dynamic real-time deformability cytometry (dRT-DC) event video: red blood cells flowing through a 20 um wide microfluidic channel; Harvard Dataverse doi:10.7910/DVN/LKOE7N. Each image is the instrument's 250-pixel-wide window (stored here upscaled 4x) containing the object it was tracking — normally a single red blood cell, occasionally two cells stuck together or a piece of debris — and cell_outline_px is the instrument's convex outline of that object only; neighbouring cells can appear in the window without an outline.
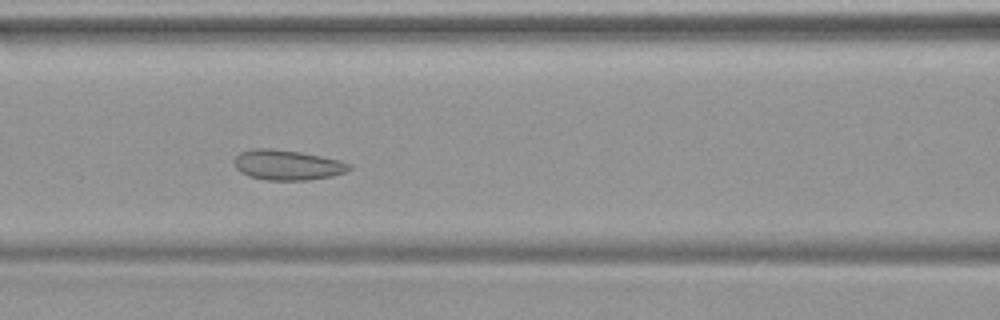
{"species": "common noctule bat (a hibernating species)", "species_latin": "Nyctalus noctula", "temperature_condition": "warm", "stored_images_in_passage": 46, "camera_frame_rate_fps": 3000, "um_per_image_px": 0.085, "animal": {"sex": "female", "body_mass_g": 19.9}, "frame": {"image": 1, "passage_image": 19, "time_ms": 6.0, "image_size_px": [1000, 320], "cell_outline_px": [[352, 168], [344, 172], [332, 176], [308, 180], [268, 180], [248, 176], [240, 172], [236, 168], [232, 160], [240, 152], [252, 148], [272, 148], [300, 152], [340, 160], [352, 164]], "centroid_in_image_um": [24.4, 14.02], "position_along_channel_um": 142.2, "area_um2": 20.35}}
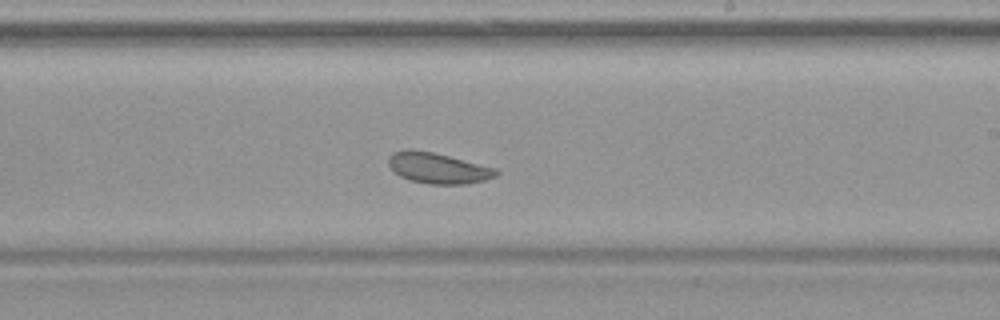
{"frame": {"image": 2, "passage_image": 27, "time_ms": 8.667, "image_size_px": [1000, 320], "cell_outline_px": [[500, 172], [496, 176], [484, 180], [468, 184], [428, 184], [408, 180], [400, 176], [388, 164], [388, 156], [392, 152], [404, 148], [412, 148], [432, 152], [496, 168]], "centroid_in_image_um": [37.19, 14.28], "position_along_channel_um": 251.8, "area_um2": 19.42}}
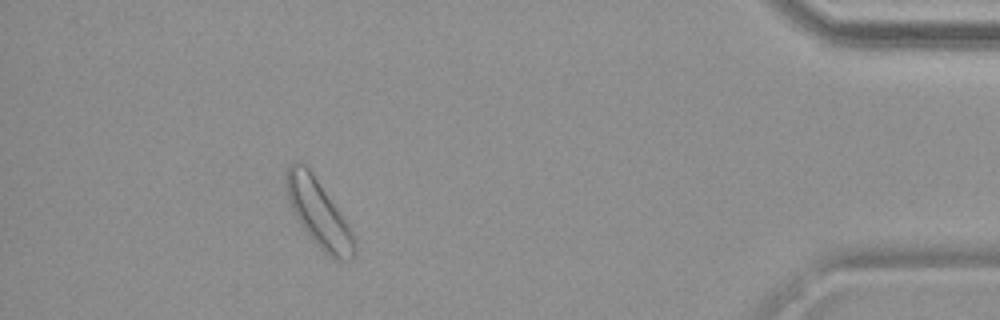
{"frame": {"image": 3, "passage_image": 42, "time_ms": 13.667, "image_size_px": [1000, 320], "cell_outline_px": [[356, 252], [352, 260], [336, 260], [328, 256], [316, 244], [300, 224], [288, 200], [284, 184], [284, 176], [288, 164], [300, 160], [312, 172], [348, 224], [356, 240]], "centroid_in_image_um": [27.07, 18.12], "position_along_channel_um": 408.1, "area_um2": 26.76}}